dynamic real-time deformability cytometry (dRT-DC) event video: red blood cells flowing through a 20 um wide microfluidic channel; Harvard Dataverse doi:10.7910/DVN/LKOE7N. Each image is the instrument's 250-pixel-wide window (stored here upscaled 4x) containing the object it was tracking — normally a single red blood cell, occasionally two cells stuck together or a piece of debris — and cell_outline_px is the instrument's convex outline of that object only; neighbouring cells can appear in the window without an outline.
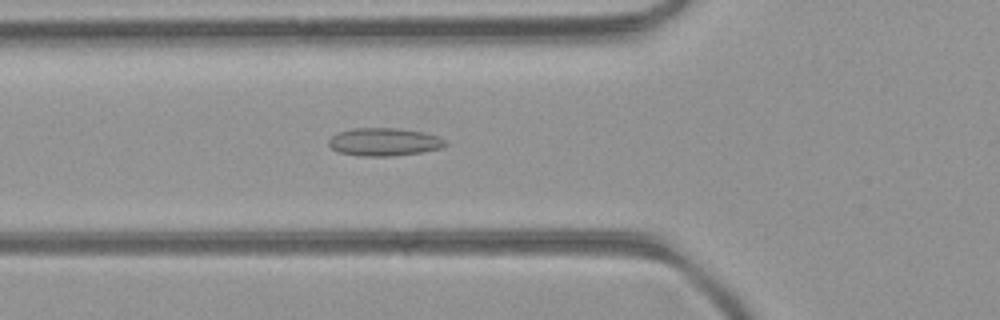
{"species": "common noctule bat (a hibernating species)", "species_latin": "Nyctalus noctula", "temperature_condition": "room temperature", "stored_images_in_passage": 39, "camera_frame_rate_fps": 3000, "um_per_image_px": 0.085, "animal": {"sex": "female", "body_mass_g": 21.9}, "frame": {"image": 1, "passage_image": 11, "time_ms": 3.333, "image_size_px": [1000, 320], "cell_outline_px": [[448, 144], [440, 148], [420, 152], [392, 156], [364, 156], [340, 152], [332, 148], [328, 144], [328, 140], [332, 136], [340, 132], [352, 128], [400, 128], [424, 132], [440, 136]], "centroid_in_image_um": [32.68, 12.05], "position_along_channel_um": 93.1, "area_um2": 18.9}}
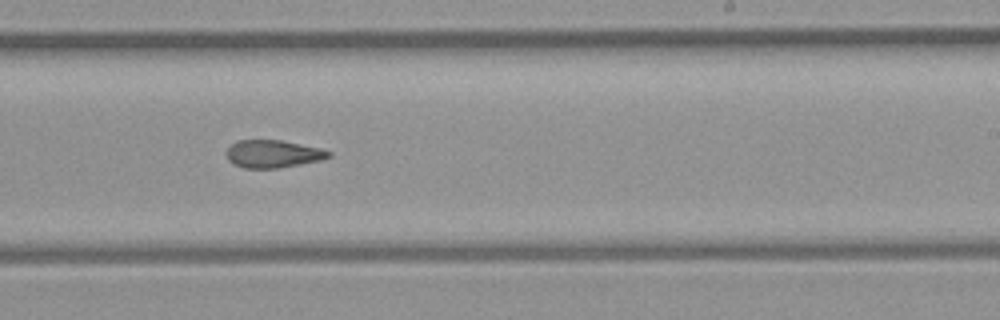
{"frame": {"image": 2, "passage_image": 23, "time_ms": 7.333, "image_size_px": [1000, 320], "cell_outline_px": [[332, 156], [320, 160], [276, 168], [244, 168], [228, 160], [228, 148], [236, 140], [280, 140], [320, 148], [332, 152]], "centroid_in_image_um": [23.22, 13.07], "position_along_channel_um": 265.8, "area_um2": 16.18}}
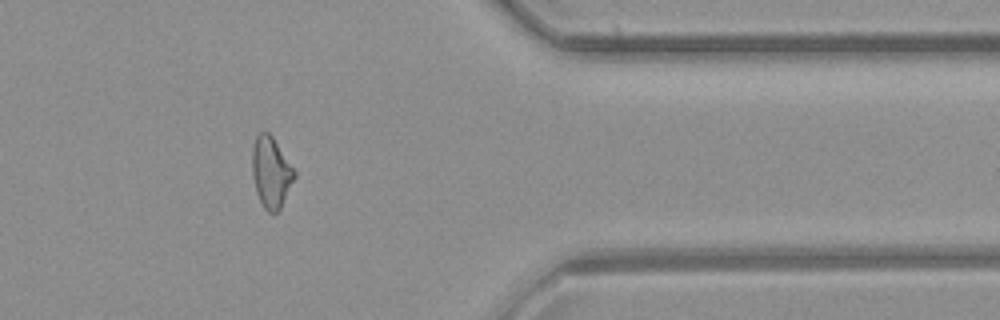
{"frame": {"image": 3, "passage_image": 33, "time_ms": 10.667, "image_size_px": [1000, 320], "cell_outline_px": [[296, 176], [280, 208], [276, 212], [268, 212], [264, 208], [256, 192], [252, 172], [252, 148], [256, 136], [260, 132], [268, 132], [272, 136], [296, 172]], "centroid_in_image_um": [23.03, 14.63], "position_along_channel_um": 388.4, "area_um2": 17.22}, "authors_computed_cell_mechanics": {"area_um2": 17.2244, "velocity_mm_per_s": 4.2936, "shape_relaxation_time_tau1_ms": null, "shape_relaxation_time_tau2_ms": 4.0153, "deformation_change_tau1": null, "deformation_change_tau2": 0.1217}}